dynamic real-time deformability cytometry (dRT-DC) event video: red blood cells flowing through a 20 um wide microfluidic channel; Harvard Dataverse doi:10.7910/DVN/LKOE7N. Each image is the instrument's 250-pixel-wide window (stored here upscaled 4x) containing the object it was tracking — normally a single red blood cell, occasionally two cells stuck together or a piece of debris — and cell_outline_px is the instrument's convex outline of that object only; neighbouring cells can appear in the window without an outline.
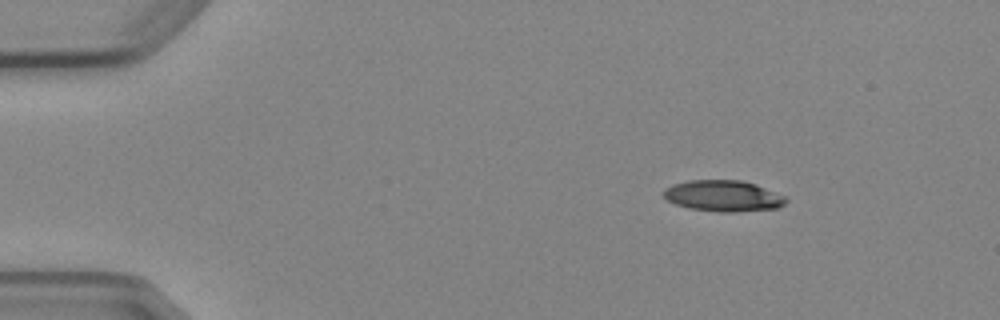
{"species": "Egyptian fruit bat (a non-hibernating species)", "species_latin": "Rousettus aegyptiacus", "temperature_condition": "cold", "stored_images_in_passage": 3, "camera_frame_rate_fps": 3000, "um_per_image_px": 0.085, "animal": {"sex": "female"}, "frame": {"image": 1, "passage_image": 1, "time_ms": 0.0, "image_size_px": [1000, 320], "cell_outline_px": [[788, 200], [784, 204], [776, 208], [736, 212], [720, 212], [688, 208], [676, 204], [668, 200], [660, 192], [664, 188], [672, 184], [688, 180], [740, 180], [756, 184], [788, 196]], "centroid_in_image_um": [61.48, 16.64], "position_along_channel_um": 23.5, "area_um2": 22.48}}